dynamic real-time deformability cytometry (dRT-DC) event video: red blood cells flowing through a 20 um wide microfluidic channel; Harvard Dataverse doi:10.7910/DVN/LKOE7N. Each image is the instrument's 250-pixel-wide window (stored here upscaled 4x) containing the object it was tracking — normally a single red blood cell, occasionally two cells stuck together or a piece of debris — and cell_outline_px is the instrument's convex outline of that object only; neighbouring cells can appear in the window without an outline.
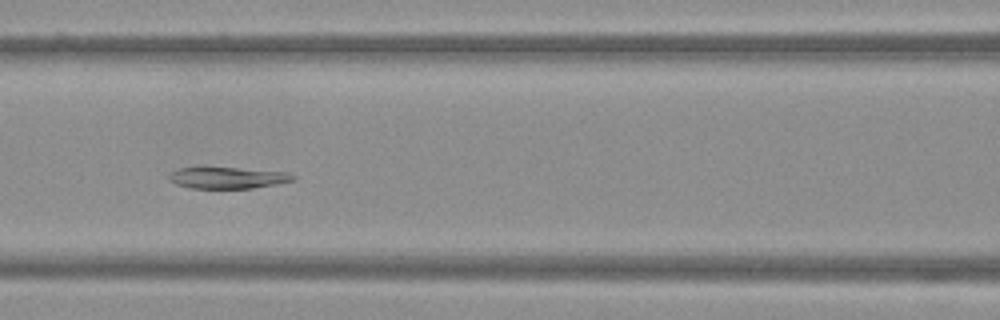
{"species": "Egyptian fruit bat (a non-hibernating species)", "species_latin": "Rousettus aegyptiacus", "temperature_condition": "warm", "stored_images_in_passage": 38, "camera_frame_rate_fps": 3000, "um_per_image_px": 0.085, "frame": {"image": 1, "passage_image": 10, "time_ms": 3.0, "image_size_px": [1000, 320], "cell_outline_px": [[296, 180], [276, 184], [252, 188], [192, 188], [176, 184], [168, 180], [168, 176], [172, 172], [180, 168], [236, 168], [288, 172], [296, 176]], "centroid_in_image_um": [19.39, 15.12], "position_along_channel_um": 147.2, "area_um2": 15.32}}
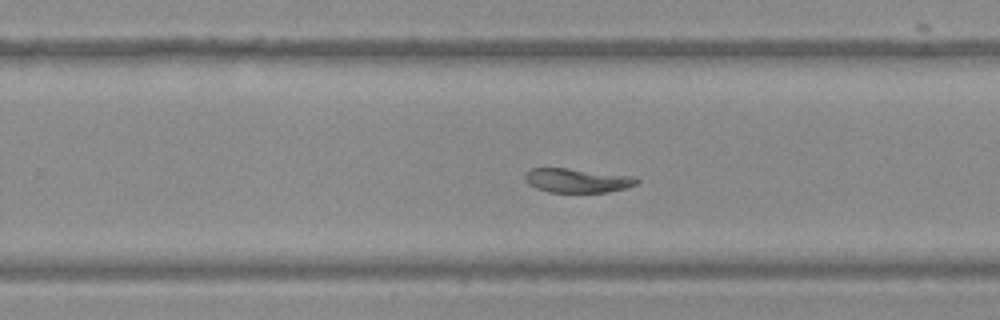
{"frame": {"image": 2, "passage_image": 20, "time_ms": 6.333, "image_size_px": [1000, 320], "cell_outline_px": [[640, 180], [636, 184], [624, 188], [608, 192], [548, 192], [536, 188], [528, 184], [524, 176], [532, 168], [568, 168], [636, 176]], "centroid_in_image_um": [49.09, 15.34], "position_along_channel_um": 280.7, "area_um2": 15.72}}
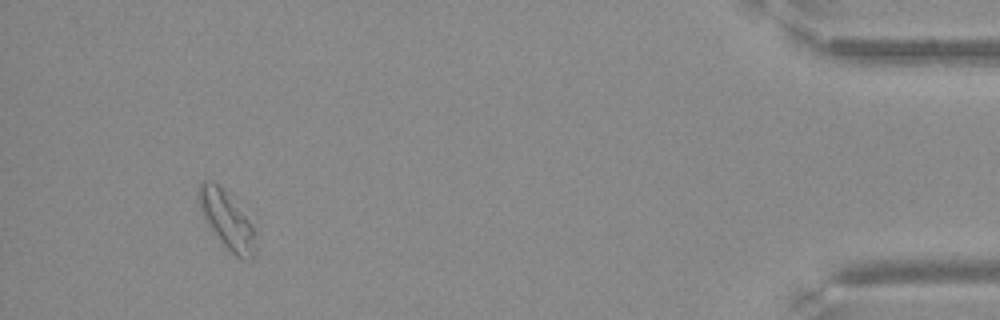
{"frame": {"image": 3, "passage_image": 35, "time_ms": 11.333, "image_size_px": [1000, 320], "cell_outline_px": [[260, 224], [256, 256], [252, 260], [240, 260], [220, 240], [200, 212], [196, 200], [196, 192], [200, 184], [204, 180], [208, 180], [216, 184], [260, 220]], "centroid_in_image_um": [19.47, 18.72], "position_along_channel_um": 415.7, "area_um2": 21.04}}